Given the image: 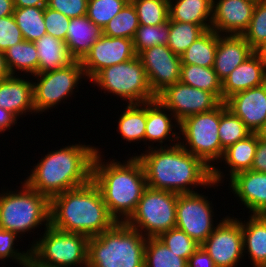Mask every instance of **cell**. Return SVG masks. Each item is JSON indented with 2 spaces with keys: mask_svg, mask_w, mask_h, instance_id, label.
<instances>
[{
  "mask_svg": "<svg viewBox=\"0 0 266 267\" xmlns=\"http://www.w3.org/2000/svg\"><path fill=\"white\" fill-rule=\"evenodd\" d=\"M35 77V78H34ZM33 81V104L36 114L57 108L62 101L71 97L85 79L84 70L79 60L57 70L35 74ZM36 79V80H35Z\"/></svg>",
  "mask_w": 266,
  "mask_h": 267,
  "instance_id": "obj_11",
  "label": "cell"
},
{
  "mask_svg": "<svg viewBox=\"0 0 266 267\" xmlns=\"http://www.w3.org/2000/svg\"><path fill=\"white\" fill-rule=\"evenodd\" d=\"M180 123L185 118L211 111L222 102L205 90L176 82L167 86L156 97Z\"/></svg>",
  "mask_w": 266,
  "mask_h": 267,
  "instance_id": "obj_14",
  "label": "cell"
},
{
  "mask_svg": "<svg viewBox=\"0 0 266 267\" xmlns=\"http://www.w3.org/2000/svg\"><path fill=\"white\" fill-rule=\"evenodd\" d=\"M4 54L11 75H17L19 71L27 77L38 74L39 58L34 42L23 40L9 47Z\"/></svg>",
  "mask_w": 266,
  "mask_h": 267,
  "instance_id": "obj_29",
  "label": "cell"
},
{
  "mask_svg": "<svg viewBox=\"0 0 266 267\" xmlns=\"http://www.w3.org/2000/svg\"><path fill=\"white\" fill-rule=\"evenodd\" d=\"M15 10L13 0H0V17L13 15Z\"/></svg>",
  "mask_w": 266,
  "mask_h": 267,
  "instance_id": "obj_51",
  "label": "cell"
},
{
  "mask_svg": "<svg viewBox=\"0 0 266 267\" xmlns=\"http://www.w3.org/2000/svg\"><path fill=\"white\" fill-rule=\"evenodd\" d=\"M251 133L244 122L227 108L225 102H222L220 104V124L218 128L221 148L226 150L229 146L245 139Z\"/></svg>",
  "mask_w": 266,
  "mask_h": 267,
  "instance_id": "obj_34",
  "label": "cell"
},
{
  "mask_svg": "<svg viewBox=\"0 0 266 267\" xmlns=\"http://www.w3.org/2000/svg\"><path fill=\"white\" fill-rule=\"evenodd\" d=\"M152 92L157 96L167 86L180 81L181 59L167 45H157L138 55Z\"/></svg>",
  "mask_w": 266,
  "mask_h": 267,
  "instance_id": "obj_15",
  "label": "cell"
},
{
  "mask_svg": "<svg viewBox=\"0 0 266 267\" xmlns=\"http://www.w3.org/2000/svg\"><path fill=\"white\" fill-rule=\"evenodd\" d=\"M156 98L146 102V130L144 135V144L148 149L153 148L154 142H158V147H171L179 144L180 123L175 116ZM169 113V114H168ZM174 121V123L172 122ZM177 127V128H176ZM170 142V143H166ZM152 142V145L147 144ZM172 142V143H171ZM164 144V146H162ZM171 144V145H170Z\"/></svg>",
  "mask_w": 266,
  "mask_h": 267,
  "instance_id": "obj_18",
  "label": "cell"
},
{
  "mask_svg": "<svg viewBox=\"0 0 266 267\" xmlns=\"http://www.w3.org/2000/svg\"><path fill=\"white\" fill-rule=\"evenodd\" d=\"M257 145L258 135L257 133H251L245 139L237 141L224 150L220 162L223 161L225 166L228 165L229 174L227 175L229 180L237 173L251 170Z\"/></svg>",
  "mask_w": 266,
  "mask_h": 267,
  "instance_id": "obj_28",
  "label": "cell"
},
{
  "mask_svg": "<svg viewBox=\"0 0 266 267\" xmlns=\"http://www.w3.org/2000/svg\"><path fill=\"white\" fill-rule=\"evenodd\" d=\"M171 251L188 261L189 257L199 248L200 244L189 237L184 231L173 228L157 237Z\"/></svg>",
  "mask_w": 266,
  "mask_h": 267,
  "instance_id": "obj_42",
  "label": "cell"
},
{
  "mask_svg": "<svg viewBox=\"0 0 266 267\" xmlns=\"http://www.w3.org/2000/svg\"><path fill=\"white\" fill-rule=\"evenodd\" d=\"M89 82L104 93L120 97L127 104H141L156 99L138 55L134 58L103 68Z\"/></svg>",
  "mask_w": 266,
  "mask_h": 267,
  "instance_id": "obj_8",
  "label": "cell"
},
{
  "mask_svg": "<svg viewBox=\"0 0 266 267\" xmlns=\"http://www.w3.org/2000/svg\"><path fill=\"white\" fill-rule=\"evenodd\" d=\"M140 25H161L169 19V0H130Z\"/></svg>",
  "mask_w": 266,
  "mask_h": 267,
  "instance_id": "obj_38",
  "label": "cell"
},
{
  "mask_svg": "<svg viewBox=\"0 0 266 267\" xmlns=\"http://www.w3.org/2000/svg\"><path fill=\"white\" fill-rule=\"evenodd\" d=\"M100 151L97 148L93 159L91 180L100 190L110 215L116 222H126L147 187L144 168L136 156L124 162L116 158L105 162Z\"/></svg>",
  "mask_w": 266,
  "mask_h": 267,
  "instance_id": "obj_2",
  "label": "cell"
},
{
  "mask_svg": "<svg viewBox=\"0 0 266 267\" xmlns=\"http://www.w3.org/2000/svg\"><path fill=\"white\" fill-rule=\"evenodd\" d=\"M219 124L220 105L211 111L185 118L179 126V144L212 168V179L218 184L223 183L227 176L223 175L225 173L214 165L215 161L220 163L224 154L218 134Z\"/></svg>",
  "mask_w": 266,
  "mask_h": 267,
  "instance_id": "obj_7",
  "label": "cell"
},
{
  "mask_svg": "<svg viewBox=\"0 0 266 267\" xmlns=\"http://www.w3.org/2000/svg\"><path fill=\"white\" fill-rule=\"evenodd\" d=\"M169 36V20L161 25H139L133 37L137 55L157 45H167Z\"/></svg>",
  "mask_w": 266,
  "mask_h": 267,
  "instance_id": "obj_39",
  "label": "cell"
},
{
  "mask_svg": "<svg viewBox=\"0 0 266 267\" xmlns=\"http://www.w3.org/2000/svg\"><path fill=\"white\" fill-rule=\"evenodd\" d=\"M258 0H213L211 29L220 35H243Z\"/></svg>",
  "mask_w": 266,
  "mask_h": 267,
  "instance_id": "obj_17",
  "label": "cell"
},
{
  "mask_svg": "<svg viewBox=\"0 0 266 267\" xmlns=\"http://www.w3.org/2000/svg\"><path fill=\"white\" fill-rule=\"evenodd\" d=\"M134 156L141 161L147 186L152 189L185 194L197 192L195 190L200 186L214 189L222 186L213 181L212 168L180 144L161 148L153 146Z\"/></svg>",
  "mask_w": 266,
  "mask_h": 267,
  "instance_id": "obj_1",
  "label": "cell"
},
{
  "mask_svg": "<svg viewBox=\"0 0 266 267\" xmlns=\"http://www.w3.org/2000/svg\"><path fill=\"white\" fill-rule=\"evenodd\" d=\"M230 192L251 214H266V173L253 170L237 173L229 181Z\"/></svg>",
  "mask_w": 266,
  "mask_h": 267,
  "instance_id": "obj_20",
  "label": "cell"
},
{
  "mask_svg": "<svg viewBox=\"0 0 266 267\" xmlns=\"http://www.w3.org/2000/svg\"><path fill=\"white\" fill-rule=\"evenodd\" d=\"M261 58L262 63L266 68V42L255 51Z\"/></svg>",
  "mask_w": 266,
  "mask_h": 267,
  "instance_id": "obj_54",
  "label": "cell"
},
{
  "mask_svg": "<svg viewBox=\"0 0 266 267\" xmlns=\"http://www.w3.org/2000/svg\"><path fill=\"white\" fill-rule=\"evenodd\" d=\"M25 267H61L56 265H50L39 261L31 252L28 256V260L25 264Z\"/></svg>",
  "mask_w": 266,
  "mask_h": 267,
  "instance_id": "obj_52",
  "label": "cell"
},
{
  "mask_svg": "<svg viewBox=\"0 0 266 267\" xmlns=\"http://www.w3.org/2000/svg\"><path fill=\"white\" fill-rule=\"evenodd\" d=\"M188 267H216L213 259L206 250L200 245L199 248L189 257Z\"/></svg>",
  "mask_w": 266,
  "mask_h": 267,
  "instance_id": "obj_47",
  "label": "cell"
},
{
  "mask_svg": "<svg viewBox=\"0 0 266 267\" xmlns=\"http://www.w3.org/2000/svg\"><path fill=\"white\" fill-rule=\"evenodd\" d=\"M256 133L260 139L266 141V122Z\"/></svg>",
  "mask_w": 266,
  "mask_h": 267,
  "instance_id": "obj_55",
  "label": "cell"
},
{
  "mask_svg": "<svg viewBox=\"0 0 266 267\" xmlns=\"http://www.w3.org/2000/svg\"><path fill=\"white\" fill-rule=\"evenodd\" d=\"M204 32L205 30L195 23L169 20V36L167 46L175 54L180 56Z\"/></svg>",
  "mask_w": 266,
  "mask_h": 267,
  "instance_id": "obj_37",
  "label": "cell"
},
{
  "mask_svg": "<svg viewBox=\"0 0 266 267\" xmlns=\"http://www.w3.org/2000/svg\"><path fill=\"white\" fill-rule=\"evenodd\" d=\"M46 6L72 19L86 15L88 0H47Z\"/></svg>",
  "mask_w": 266,
  "mask_h": 267,
  "instance_id": "obj_46",
  "label": "cell"
},
{
  "mask_svg": "<svg viewBox=\"0 0 266 267\" xmlns=\"http://www.w3.org/2000/svg\"><path fill=\"white\" fill-rule=\"evenodd\" d=\"M144 267H188L187 260L171 251L157 237L147 238Z\"/></svg>",
  "mask_w": 266,
  "mask_h": 267,
  "instance_id": "obj_35",
  "label": "cell"
},
{
  "mask_svg": "<svg viewBox=\"0 0 266 267\" xmlns=\"http://www.w3.org/2000/svg\"><path fill=\"white\" fill-rule=\"evenodd\" d=\"M137 56L130 38L102 35L80 61L87 80H91L103 68L126 62Z\"/></svg>",
  "mask_w": 266,
  "mask_h": 267,
  "instance_id": "obj_16",
  "label": "cell"
},
{
  "mask_svg": "<svg viewBox=\"0 0 266 267\" xmlns=\"http://www.w3.org/2000/svg\"><path fill=\"white\" fill-rule=\"evenodd\" d=\"M129 0H88L86 16L103 27L114 18Z\"/></svg>",
  "mask_w": 266,
  "mask_h": 267,
  "instance_id": "obj_41",
  "label": "cell"
},
{
  "mask_svg": "<svg viewBox=\"0 0 266 267\" xmlns=\"http://www.w3.org/2000/svg\"><path fill=\"white\" fill-rule=\"evenodd\" d=\"M213 0H169V19L211 29Z\"/></svg>",
  "mask_w": 266,
  "mask_h": 267,
  "instance_id": "obj_27",
  "label": "cell"
},
{
  "mask_svg": "<svg viewBox=\"0 0 266 267\" xmlns=\"http://www.w3.org/2000/svg\"><path fill=\"white\" fill-rule=\"evenodd\" d=\"M251 170L266 173V141L259 137Z\"/></svg>",
  "mask_w": 266,
  "mask_h": 267,
  "instance_id": "obj_48",
  "label": "cell"
},
{
  "mask_svg": "<svg viewBox=\"0 0 266 267\" xmlns=\"http://www.w3.org/2000/svg\"><path fill=\"white\" fill-rule=\"evenodd\" d=\"M266 83V68L254 52L222 82L223 102L232 95Z\"/></svg>",
  "mask_w": 266,
  "mask_h": 267,
  "instance_id": "obj_23",
  "label": "cell"
},
{
  "mask_svg": "<svg viewBox=\"0 0 266 267\" xmlns=\"http://www.w3.org/2000/svg\"><path fill=\"white\" fill-rule=\"evenodd\" d=\"M24 40L22 32L13 15L0 17V52Z\"/></svg>",
  "mask_w": 266,
  "mask_h": 267,
  "instance_id": "obj_45",
  "label": "cell"
},
{
  "mask_svg": "<svg viewBox=\"0 0 266 267\" xmlns=\"http://www.w3.org/2000/svg\"><path fill=\"white\" fill-rule=\"evenodd\" d=\"M139 25L136 9L129 0L121 11L103 27V35L133 39Z\"/></svg>",
  "mask_w": 266,
  "mask_h": 267,
  "instance_id": "obj_36",
  "label": "cell"
},
{
  "mask_svg": "<svg viewBox=\"0 0 266 267\" xmlns=\"http://www.w3.org/2000/svg\"><path fill=\"white\" fill-rule=\"evenodd\" d=\"M14 6L18 8L24 7H45L47 0H13Z\"/></svg>",
  "mask_w": 266,
  "mask_h": 267,
  "instance_id": "obj_50",
  "label": "cell"
},
{
  "mask_svg": "<svg viewBox=\"0 0 266 267\" xmlns=\"http://www.w3.org/2000/svg\"><path fill=\"white\" fill-rule=\"evenodd\" d=\"M247 219L241 220L244 255H249L253 267L266 264V216L250 214Z\"/></svg>",
  "mask_w": 266,
  "mask_h": 267,
  "instance_id": "obj_25",
  "label": "cell"
},
{
  "mask_svg": "<svg viewBox=\"0 0 266 267\" xmlns=\"http://www.w3.org/2000/svg\"><path fill=\"white\" fill-rule=\"evenodd\" d=\"M19 75H11L0 81V107L11 112L17 119L29 113L36 114L33 104V79Z\"/></svg>",
  "mask_w": 266,
  "mask_h": 267,
  "instance_id": "obj_21",
  "label": "cell"
},
{
  "mask_svg": "<svg viewBox=\"0 0 266 267\" xmlns=\"http://www.w3.org/2000/svg\"><path fill=\"white\" fill-rule=\"evenodd\" d=\"M216 267H236L243 259L241 218L223 216L209 237L201 244Z\"/></svg>",
  "mask_w": 266,
  "mask_h": 267,
  "instance_id": "obj_13",
  "label": "cell"
},
{
  "mask_svg": "<svg viewBox=\"0 0 266 267\" xmlns=\"http://www.w3.org/2000/svg\"><path fill=\"white\" fill-rule=\"evenodd\" d=\"M120 114L117 132L127 142H144L146 130V102L141 104H127Z\"/></svg>",
  "mask_w": 266,
  "mask_h": 267,
  "instance_id": "obj_30",
  "label": "cell"
},
{
  "mask_svg": "<svg viewBox=\"0 0 266 267\" xmlns=\"http://www.w3.org/2000/svg\"><path fill=\"white\" fill-rule=\"evenodd\" d=\"M218 45V33L206 30L180 55L181 64L213 67Z\"/></svg>",
  "mask_w": 266,
  "mask_h": 267,
  "instance_id": "obj_31",
  "label": "cell"
},
{
  "mask_svg": "<svg viewBox=\"0 0 266 267\" xmlns=\"http://www.w3.org/2000/svg\"><path fill=\"white\" fill-rule=\"evenodd\" d=\"M97 148L79 142L52 150L38 160L24 182L49 199L84 186L92 179V164Z\"/></svg>",
  "mask_w": 266,
  "mask_h": 267,
  "instance_id": "obj_3",
  "label": "cell"
},
{
  "mask_svg": "<svg viewBox=\"0 0 266 267\" xmlns=\"http://www.w3.org/2000/svg\"><path fill=\"white\" fill-rule=\"evenodd\" d=\"M202 194L198 191L178 194L176 203V228L184 231L200 245L219 224L213 218L215 214L212 201Z\"/></svg>",
  "mask_w": 266,
  "mask_h": 267,
  "instance_id": "obj_12",
  "label": "cell"
},
{
  "mask_svg": "<svg viewBox=\"0 0 266 267\" xmlns=\"http://www.w3.org/2000/svg\"><path fill=\"white\" fill-rule=\"evenodd\" d=\"M17 237L19 236L11 232L9 230L0 229V260H13L15 264L25 267V264L28 260V256L30 254V248L25 251H20L15 248V242L17 241ZM19 250V251H18Z\"/></svg>",
  "mask_w": 266,
  "mask_h": 267,
  "instance_id": "obj_43",
  "label": "cell"
},
{
  "mask_svg": "<svg viewBox=\"0 0 266 267\" xmlns=\"http://www.w3.org/2000/svg\"><path fill=\"white\" fill-rule=\"evenodd\" d=\"M11 76L4 52H0V81Z\"/></svg>",
  "mask_w": 266,
  "mask_h": 267,
  "instance_id": "obj_53",
  "label": "cell"
},
{
  "mask_svg": "<svg viewBox=\"0 0 266 267\" xmlns=\"http://www.w3.org/2000/svg\"><path fill=\"white\" fill-rule=\"evenodd\" d=\"M103 35L101 27L92 22L86 15L70 19L66 34V47L72 56L81 61L90 51L92 45Z\"/></svg>",
  "mask_w": 266,
  "mask_h": 267,
  "instance_id": "obj_24",
  "label": "cell"
},
{
  "mask_svg": "<svg viewBox=\"0 0 266 267\" xmlns=\"http://www.w3.org/2000/svg\"><path fill=\"white\" fill-rule=\"evenodd\" d=\"M115 223L100 190L92 180L50 199V225L55 229L90 238L111 228Z\"/></svg>",
  "mask_w": 266,
  "mask_h": 267,
  "instance_id": "obj_4",
  "label": "cell"
},
{
  "mask_svg": "<svg viewBox=\"0 0 266 267\" xmlns=\"http://www.w3.org/2000/svg\"><path fill=\"white\" fill-rule=\"evenodd\" d=\"M225 104L256 133L266 122V83L232 95Z\"/></svg>",
  "mask_w": 266,
  "mask_h": 267,
  "instance_id": "obj_19",
  "label": "cell"
},
{
  "mask_svg": "<svg viewBox=\"0 0 266 267\" xmlns=\"http://www.w3.org/2000/svg\"><path fill=\"white\" fill-rule=\"evenodd\" d=\"M21 185L18 190L0 193V229L16 233L20 239L26 232L50 225V199L24 181Z\"/></svg>",
  "mask_w": 266,
  "mask_h": 267,
  "instance_id": "obj_6",
  "label": "cell"
},
{
  "mask_svg": "<svg viewBox=\"0 0 266 267\" xmlns=\"http://www.w3.org/2000/svg\"><path fill=\"white\" fill-rule=\"evenodd\" d=\"M255 267H266V264L258 265V266H255Z\"/></svg>",
  "mask_w": 266,
  "mask_h": 267,
  "instance_id": "obj_56",
  "label": "cell"
},
{
  "mask_svg": "<svg viewBox=\"0 0 266 267\" xmlns=\"http://www.w3.org/2000/svg\"><path fill=\"white\" fill-rule=\"evenodd\" d=\"M255 51L242 35L218 34V45L213 69L223 82L226 77Z\"/></svg>",
  "mask_w": 266,
  "mask_h": 267,
  "instance_id": "obj_22",
  "label": "cell"
},
{
  "mask_svg": "<svg viewBox=\"0 0 266 267\" xmlns=\"http://www.w3.org/2000/svg\"><path fill=\"white\" fill-rule=\"evenodd\" d=\"M38 61V73H46L66 67L76 61L65 41L45 34L35 42Z\"/></svg>",
  "mask_w": 266,
  "mask_h": 267,
  "instance_id": "obj_26",
  "label": "cell"
},
{
  "mask_svg": "<svg viewBox=\"0 0 266 267\" xmlns=\"http://www.w3.org/2000/svg\"><path fill=\"white\" fill-rule=\"evenodd\" d=\"M147 238L126 222L89 238L87 267H144Z\"/></svg>",
  "mask_w": 266,
  "mask_h": 267,
  "instance_id": "obj_5",
  "label": "cell"
},
{
  "mask_svg": "<svg viewBox=\"0 0 266 267\" xmlns=\"http://www.w3.org/2000/svg\"><path fill=\"white\" fill-rule=\"evenodd\" d=\"M180 82L213 93L223 102L222 82L213 67L181 64Z\"/></svg>",
  "mask_w": 266,
  "mask_h": 267,
  "instance_id": "obj_32",
  "label": "cell"
},
{
  "mask_svg": "<svg viewBox=\"0 0 266 267\" xmlns=\"http://www.w3.org/2000/svg\"><path fill=\"white\" fill-rule=\"evenodd\" d=\"M13 17L24 40L35 42L47 34L44 23V7H15Z\"/></svg>",
  "mask_w": 266,
  "mask_h": 267,
  "instance_id": "obj_33",
  "label": "cell"
},
{
  "mask_svg": "<svg viewBox=\"0 0 266 267\" xmlns=\"http://www.w3.org/2000/svg\"><path fill=\"white\" fill-rule=\"evenodd\" d=\"M177 197V193L147 186L126 223L146 238L176 228Z\"/></svg>",
  "mask_w": 266,
  "mask_h": 267,
  "instance_id": "obj_10",
  "label": "cell"
},
{
  "mask_svg": "<svg viewBox=\"0 0 266 267\" xmlns=\"http://www.w3.org/2000/svg\"><path fill=\"white\" fill-rule=\"evenodd\" d=\"M256 51L266 42V0H258L247 30L242 35Z\"/></svg>",
  "mask_w": 266,
  "mask_h": 267,
  "instance_id": "obj_40",
  "label": "cell"
},
{
  "mask_svg": "<svg viewBox=\"0 0 266 267\" xmlns=\"http://www.w3.org/2000/svg\"><path fill=\"white\" fill-rule=\"evenodd\" d=\"M18 119L8 110L0 107V134L16 126Z\"/></svg>",
  "mask_w": 266,
  "mask_h": 267,
  "instance_id": "obj_49",
  "label": "cell"
},
{
  "mask_svg": "<svg viewBox=\"0 0 266 267\" xmlns=\"http://www.w3.org/2000/svg\"><path fill=\"white\" fill-rule=\"evenodd\" d=\"M44 23L46 32L56 38L65 41L70 18L48 6L44 7Z\"/></svg>",
  "mask_w": 266,
  "mask_h": 267,
  "instance_id": "obj_44",
  "label": "cell"
},
{
  "mask_svg": "<svg viewBox=\"0 0 266 267\" xmlns=\"http://www.w3.org/2000/svg\"><path fill=\"white\" fill-rule=\"evenodd\" d=\"M43 229V235L30 244V252L39 261L61 267H87L89 237L51 225Z\"/></svg>",
  "mask_w": 266,
  "mask_h": 267,
  "instance_id": "obj_9",
  "label": "cell"
}]
</instances>
